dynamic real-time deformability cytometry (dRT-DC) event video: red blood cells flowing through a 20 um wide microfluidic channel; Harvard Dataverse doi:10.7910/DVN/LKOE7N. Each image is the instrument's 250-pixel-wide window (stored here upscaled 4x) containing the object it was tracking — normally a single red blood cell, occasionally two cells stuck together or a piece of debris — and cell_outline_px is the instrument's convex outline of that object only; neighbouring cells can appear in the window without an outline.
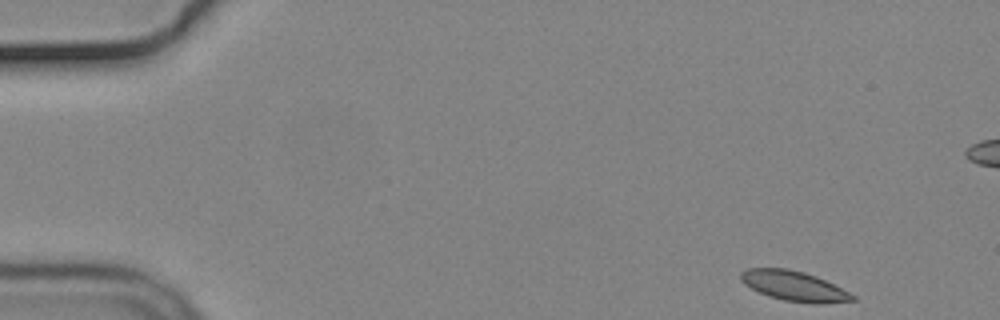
{"species": "common noctule bat (a hibernating species)", "species_latin": "Nyctalus noctula", "temperature_condition": "cold", "stored_images_in_passage": 53, "camera_frame_rate_fps": 3000, "um_per_image_px": 0.085, "animal": {"sex": "male", "body_mass_g": 19.2, "forearm_length_mm": 51.8}, "frame": {"image": 1, "passage_image": 1, "time_ms": 0.0, "image_size_px": [1000, 320], "cell_outline_px": [[856, 300], [824, 304], [812, 304], [784, 300], [768, 296], [744, 284], [740, 280], [740, 272], [748, 268], [788, 268], [804, 272], [816, 276], [856, 296]], "centroid_in_image_um": [67.48, 24.31], "position_along_channel_um": 17.5, "area_um2": 19.48}}
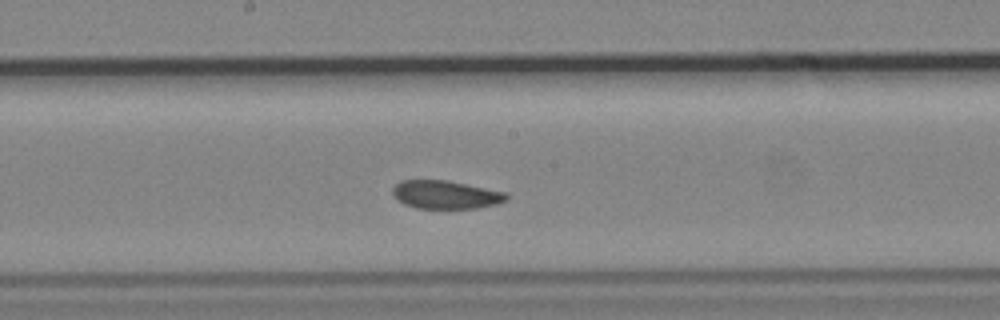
{"frame": {"image": 2, "passage_image": 26, "time_ms": 8.333, "image_size_px": [1000, 320], "cell_outline_px": [[508, 200], [496, 204], [476, 208], [416, 208], [404, 204], [392, 192], [392, 188], [400, 180], [448, 180], [504, 192], [508, 196]], "centroid_in_image_um": [37.88, 16.54], "position_along_channel_um": 210.3, "area_um2": 18.55}}
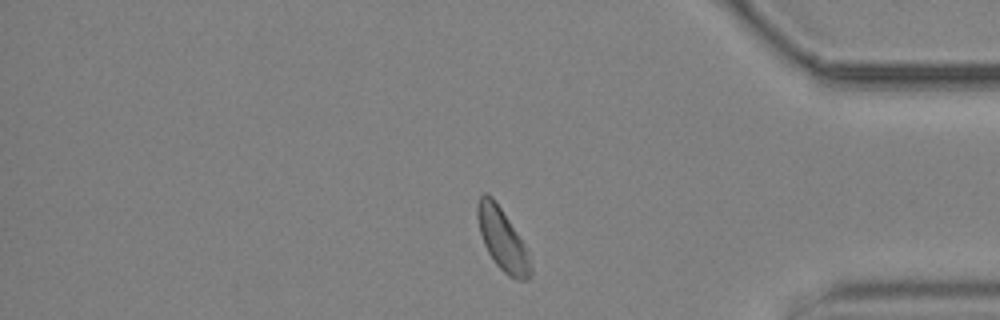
{"frame": {"image": 3, "passage_image": 43, "time_ms": 14.0, "image_size_px": [1000, 320], "cell_outline_px": [[532, 272], [528, 280], [516, 280], [508, 276], [496, 264], [488, 252], [484, 244], [480, 232], [476, 216], [476, 204], [480, 196], [484, 192], [488, 192], [492, 196], [528, 248], [532, 268]], "centroid_in_image_um": [42.71, 20.36], "position_along_channel_um": 392.5, "area_um2": 19.42}, "authors_computed_cell_mechanics": {"area_um2": 19.8254, "velocity_mm_per_s": 3.6443, "shape_relaxation_time_tau1_ms": 7.1081, "shape_relaxation_time_tau2_ms": 6.1724, "deformation_change_tau1": 0.0799, "deformation_change_tau2": 0.091}}